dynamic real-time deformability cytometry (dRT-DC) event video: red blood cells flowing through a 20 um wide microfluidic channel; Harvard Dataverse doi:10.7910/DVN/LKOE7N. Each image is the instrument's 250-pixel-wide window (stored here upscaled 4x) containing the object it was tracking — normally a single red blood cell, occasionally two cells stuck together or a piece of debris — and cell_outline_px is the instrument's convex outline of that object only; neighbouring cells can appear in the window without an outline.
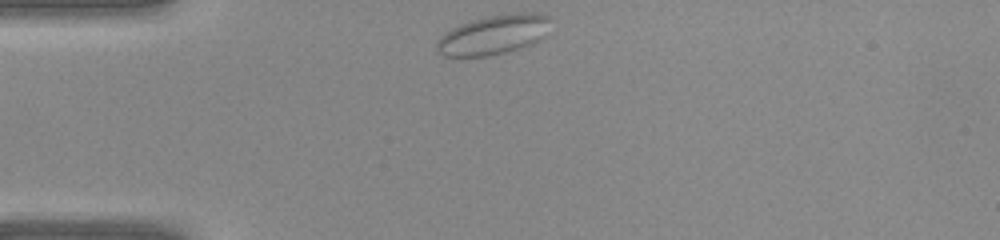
{"species": "common noctule bat (a hibernating species)", "species_latin": "Nyctalus noctula", "temperature_condition": "warm", "stored_images_in_passage": 27, "camera_frame_rate_fps": 3000, "um_per_image_px": 0.085, "animal": {"sex": "female", "body_mass_g": 22.0, "forearm_length_mm": 56.7}, "frame": {"image": 1, "passage_image": 1, "time_ms": 0.0, "image_size_px": [1000, 240], "cell_outline_px": [[548, 20], [540, 36], [532, 44], [504, 52], [488, 56], [444, 56], [436, 52], [436, 44], [440, 36], [444, 32], [460, 24], [472, 20], [488, 16], [508, 12], [536, 12], [548, 16]], "centroid_in_image_um": [41.84, 2.94], "position_along_channel_um": 43.2, "area_um2": 25.78}}
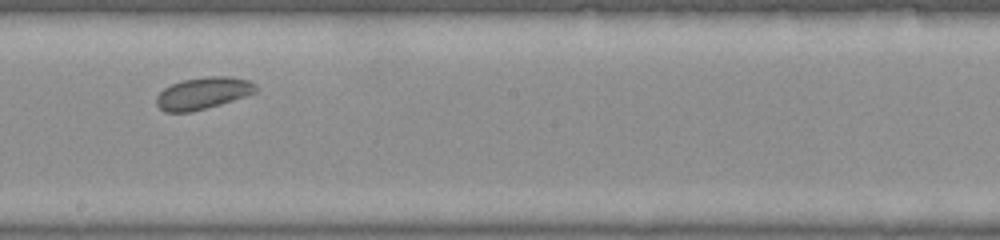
{"frame": {"image": 2, "passage_image": 14, "time_ms": 4.333, "image_size_px": [1000, 240], "cell_outline_px": [[256, 92], [248, 96], [192, 112], [164, 112], [156, 104], [156, 96], [164, 88], [172, 84], [184, 80], [208, 76], [232, 76], [248, 80], [256, 84]], "centroid_in_image_um": [17.27, 7.92], "position_along_channel_um": 230.9, "area_um2": 18.55}}
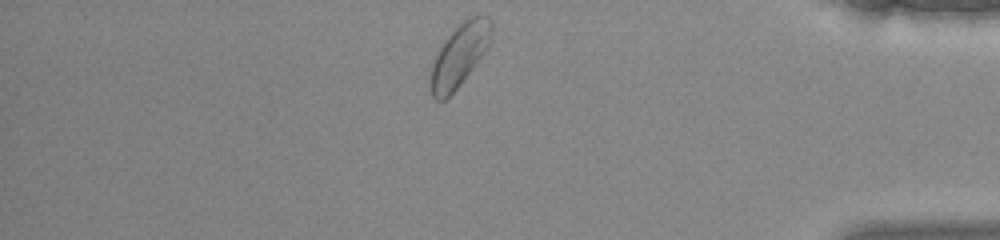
{"frame": {"image": 3, "passage_image": 26, "time_ms": 8.333, "image_size_px": [1000, 240], "cell_outline_px": [[492, 32], [488, 44], [480, 56], [460, 84], [444, 100], [436, 100], [432, 96], [428, 88], [428, 80], [432, 64], [444, 40], [464, 20], [472, 16], [488, 16], [492, 24]], "centroid_in_image_um": [38.99, 4.72], "position_along_channel_um": 396.2, "area_um2": 21.62}}